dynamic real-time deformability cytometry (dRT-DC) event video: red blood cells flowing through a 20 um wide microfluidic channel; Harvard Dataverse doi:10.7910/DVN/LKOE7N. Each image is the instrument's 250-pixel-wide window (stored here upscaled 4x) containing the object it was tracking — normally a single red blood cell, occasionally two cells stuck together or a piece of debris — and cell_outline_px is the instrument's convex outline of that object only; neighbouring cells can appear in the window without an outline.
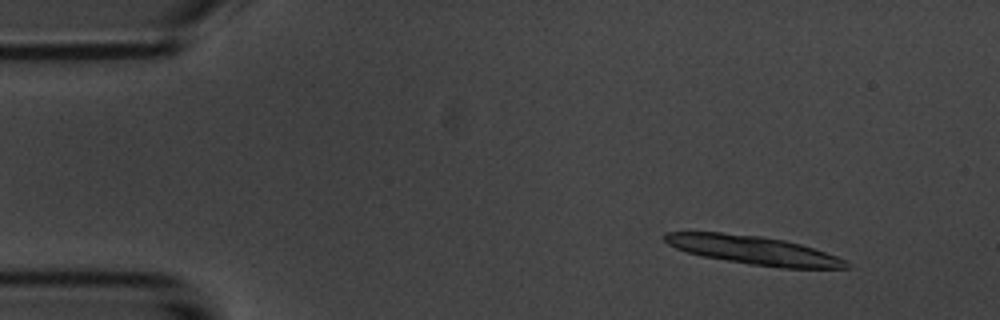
{"species": "common noctule bat (a hibernating species)", "species_latin": "Nyctalus noctula", "temperature_condition": "room temperature", "stored_images_in_passage": 5, "camera_frame_rate_fps": 3000, "um_per_image_px": 0.085, "animal": {"sex": "male", "body_mass_g": 20.1, "forearm_length_mm": 53.5}, "frame": {"image": 1, "passage_image": 1, "time_ms": 0.0, "image_size_px": [1000, 320], "cell_outline_px": [[852, 268], [780, 268], [748, 264], [700, 256], [676, 248], [668, 244], [664, 240], [664, 232], [720, 232], [760, 236], [784, 240], [800, 244], [848, 260]], "centroid_in_image_um": [64.05, 21.27], "position_along_channel_um": 20.9, "area_um2": 30.23}}
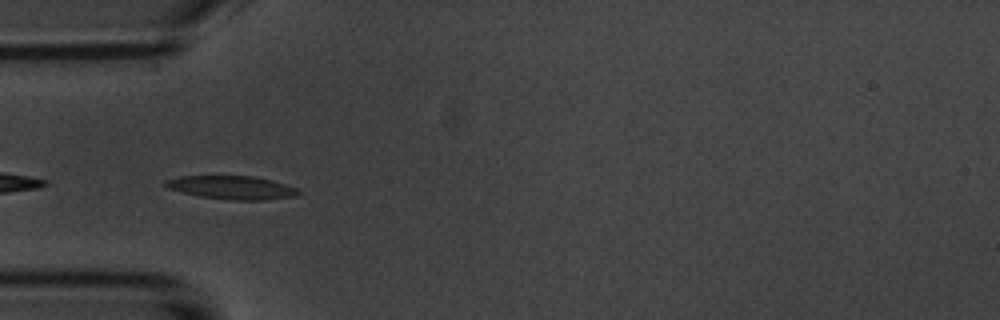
{"frame": {"image": 2, "passage_image": 4, "time_ms": 3.667, "image_size_px": [1000, 320], "cell_outline_px": [[300, 192], [296, 196], [268, 200], [228, 200], [200, 196], [168, 188], [164, 184], [164, 180], [180, 176], [252, 176], [272, 180], [296, 188]], "centroid_in_image_um": [19.72, 15.94], "position_along_channel_um": 65.3, "area_um2": 18.03}}